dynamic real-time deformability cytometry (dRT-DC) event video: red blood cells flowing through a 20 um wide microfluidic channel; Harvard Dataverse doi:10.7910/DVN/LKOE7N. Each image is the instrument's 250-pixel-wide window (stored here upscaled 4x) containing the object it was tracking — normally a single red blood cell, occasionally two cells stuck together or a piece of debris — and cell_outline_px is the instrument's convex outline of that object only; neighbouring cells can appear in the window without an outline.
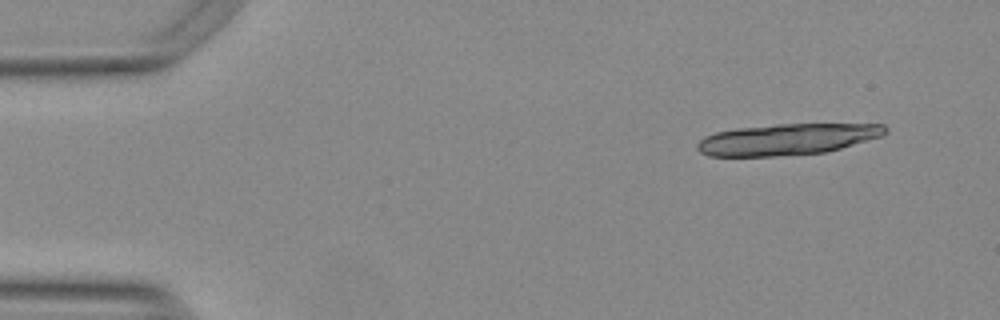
{"species": "Egyptian fruit bat (a non-hibernating species)", "species_latin": "Rousettus aegyptiacus", "temperature_condition": "warm", "stored_images_in_passage": 15, "camera_frame_rate_fps": 3000, "um_per_image_px": 0.085, "animal": {"sex": "female"}, "frame": {"image": 1, "passage_image": 1, "time_ms": 0.0, "image_size_px": [1000, 320], "cell_outline_px": [[888, 132], [880, 136], [840, 148], [824, 152], [776, 156], [708, 156], [700, 152], [696, 148], [696, 144], [704, 136], [716, 132], [736, 128], [776, 124], [884, 124], [888, 128]], "centroid_in_image_um": [66.87, 11.83], "position_along_channel_um": 18.1, "area_um2": 34.1}}